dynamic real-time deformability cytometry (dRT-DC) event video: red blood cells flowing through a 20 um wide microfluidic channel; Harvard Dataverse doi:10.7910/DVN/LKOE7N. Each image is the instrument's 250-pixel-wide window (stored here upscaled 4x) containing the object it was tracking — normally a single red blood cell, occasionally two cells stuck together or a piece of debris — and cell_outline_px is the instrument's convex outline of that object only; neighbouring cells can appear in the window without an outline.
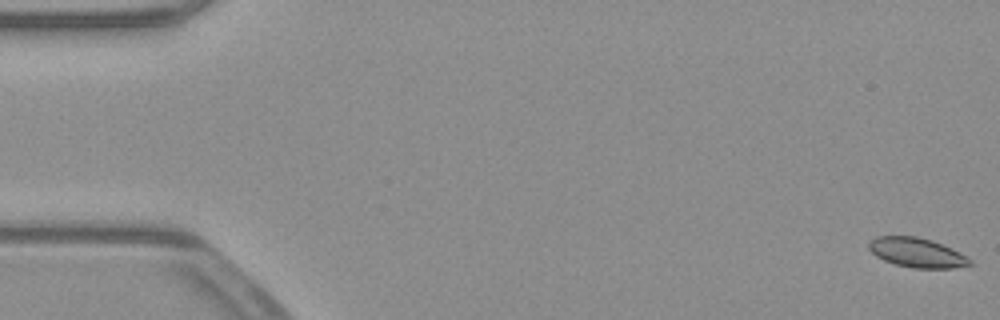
{"species": "common noctule bat (a hibernating species)", "species_latin": "Nyctalus noctula", "temperature_condition": "warm", "stored_images_in_passage": 54, "camera_frame_rate_fps": 3000, "um_per_image_px": 0.085, "animal": {"sex": "male", "body_mass_g": 23.1, "forearm_length_mm": 52.7}, "frame": {"image": 1, "passage_image": 1, "time_ms": 0.0, "image_size_px": [1000, 320], "cell_outline_px": [[972, 264], [952, 268], [912, 268], [896, 264], [884, 260], [876, 256], [868, 248], [868, 240], [876, 236], [916, 236], [932, 240], [952, 248], [968, 256], [972, 260]], "centroid_in_image_um": [77.93, 21.46], "position_along_channel_um": 7.1, "area_um2": 17.51}}
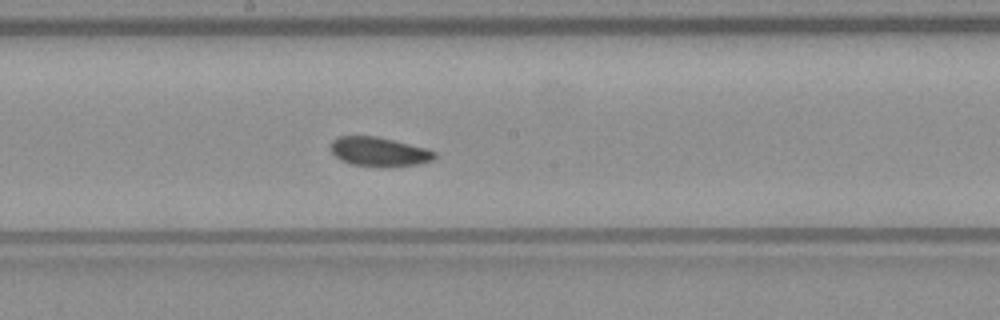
{"frame": {"image": 2, "passage_image": 29, "time_ms": 9.333, "image_size_px": [1000, 320], "cell_outline_px": [[436, 156], [432, 160], [420, 164], [384, 168], [352, 164], [340, 160], [328, 148], [332, 140], [336, 136], [376, 136], [428, 148], [436, 152]], "centroid_in_image_um": [32.21, 12.9], "position_along_channel_um": 216.0, "area_um2": 18.09}}
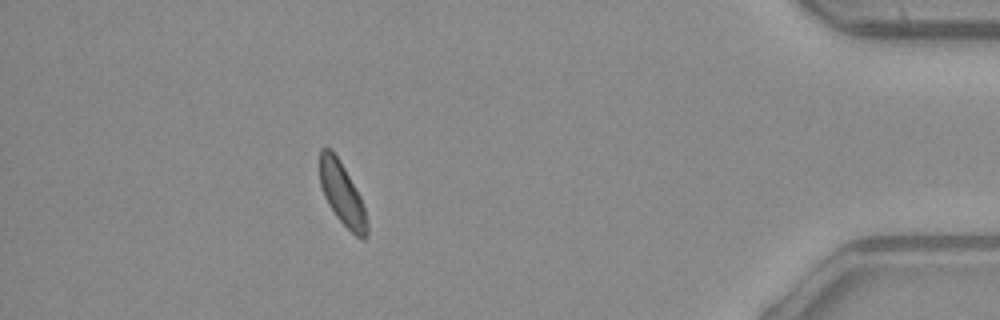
{"frame": {"image": 3, "passage_image": 48, "time_ms": 15.667, "image_size_px": [1000, 320], "cell_outline_px": [[368, 236], [364, 240], [356, 236], [336, 216], [328, 204], [324, 196], [320, 184], [320, 148], [332, 148], [344, 168], [360, 196], [364, 208], [368, 224]], "centroid_in_image_um": [29.08, 16.49], "position_along_channel_um": 406.1, "area_um2": 17.05}, "authors_computed_cell_mechanics": {"area_um2": 17.8024, "velocity_mm_per_s": 3.8846, "shape_relaxation_time_tau1_ms": 6.6272, "shape_relaxation_time_tau2_ms": null, "deformation_change_tau1": 0.0825, "deformation_change_tau2": null}}